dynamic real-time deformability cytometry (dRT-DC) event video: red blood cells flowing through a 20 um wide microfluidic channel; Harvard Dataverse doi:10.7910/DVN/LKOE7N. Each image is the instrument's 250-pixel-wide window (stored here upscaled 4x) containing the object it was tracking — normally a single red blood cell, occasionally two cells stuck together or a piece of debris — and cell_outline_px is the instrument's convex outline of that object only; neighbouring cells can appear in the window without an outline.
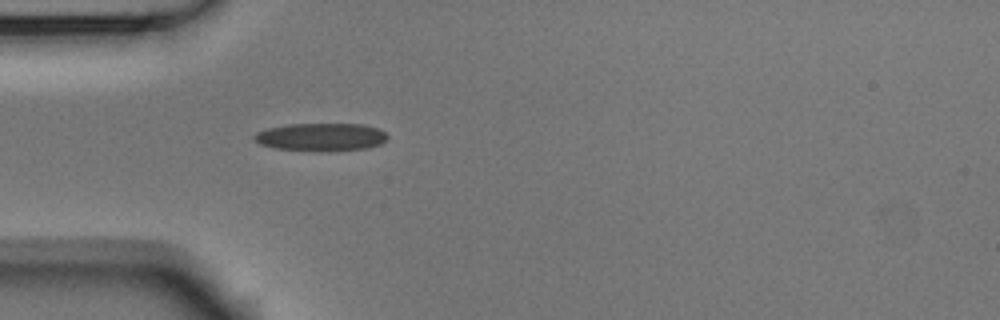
{"species": "Egyptian fruit bat (a non-hibernating species)", "species_latin": "Rousettus aegyptiacus", "temperature_condition": "room temperature", "stored_images_in_passage": 39, "camera_frame_rate_fps": 3000, "um_per_image_px": 0.085, "animal": {"sex": "male"}, "frame": {"image": 1, "passage_image": 1, "time_ms": 0.0, "image_size_px": [1000, 320], "cell_outline_px": [[388, 136], [380, 144], [368, 148], [328, 152], [272, 148], [260, 144], [252, 136], [256, 132], [268, 128], [288, 124], [364, 124], [380, 128]], "centroid_in_image_um": [27.29, 11.65], "position_along_channel_um": 57.7, "area_um2": 21.91}}
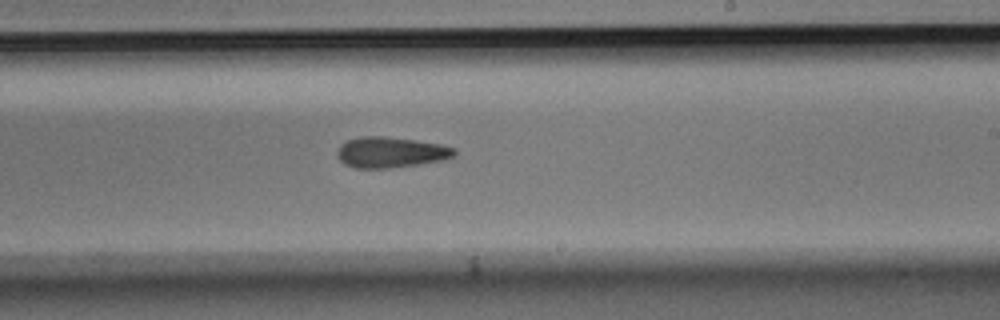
{"frame": {"image": 2, "passage_image": 17, "time_ms": 5.333, "image_size_px": [1000, 320], "cell_outline_px": [[456, 156], [444, 160], [388, 168], [356, 168], [344, 164], [336, 156], [336, 152], [340, 144], [348, 140], [360, 136], [384, 136], [416, 140], [440, 144], [456, 148]], "centroid_in_image_um": [33.2, 12.94], "position_along_channel_um": 255.8, "area_um2": 21.1}}
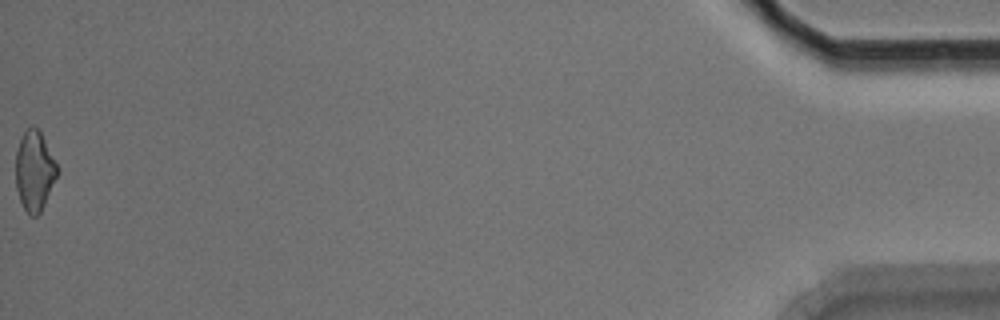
{"frame": {"image": 3, "passage_image": 39, "time_ms": 12.667, "image_size_px": [1000, 320], "cell_outline_px": [[60, 172], [40, 212], [36, 216], [32, 216], [24, 208], [20, 200], [16, 188], [16, 152], [20, 140], [24, 132], [32, 124], [40, 132]], "centroid_in_image_um": [2.93, 14.53], "position_along_channel_um": 432.3, "area_um2": 19.02}, "authors_computed_cell_mechanics": {"area_um2": 20.4034, "velocity_mm_per_s": 3.7706, "shape_relaxation_time_tau1_ms": 8.4308, "shape_relaxation_time_tau2_ms": 10.8706, "deformation_change_tau1": 0.1578, "deformation_change_tau2": 0.266}}